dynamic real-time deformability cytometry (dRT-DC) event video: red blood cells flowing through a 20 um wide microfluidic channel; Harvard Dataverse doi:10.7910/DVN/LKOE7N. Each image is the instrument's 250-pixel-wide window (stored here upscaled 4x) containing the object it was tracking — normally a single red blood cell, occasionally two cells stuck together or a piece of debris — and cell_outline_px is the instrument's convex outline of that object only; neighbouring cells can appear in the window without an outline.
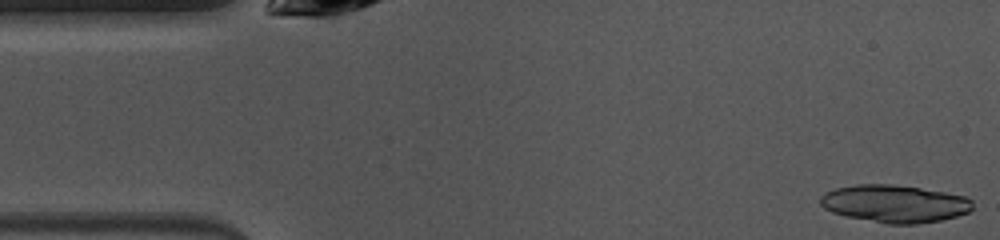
{"species": "common noctule bat (a hibernating species)", "species_latin": "Nyctalus noctula", "temperature_condition": "warm", "stored_images_in_passage": 46, "camera_frame_rate_fps": 3000, "um_per_image_px": 0.085, "animal": {"sex": "female", "body_mass_g": 10.0, "forearm_length_mm": 53.1}, "frame": {"image": 1, "passage_image": 1, "time_ms": 0.0, "image_size_px": [1000, 240], "cell_outline_px": [[972, 208], [968, 212], [956, 216], [940, 220], [916, 224], [888, 224], [848, 216], [832, 212], [824, 208], [820, 204], [820, 196], [836, 188], [856, 184], [892, 184], [920, 188], [944, 192], [964, 196], [972, 200]], "centroid_in_image_um": [76.04, 17.31], "position_along_channel_um": 9.0, "area_um2": 33.06}}
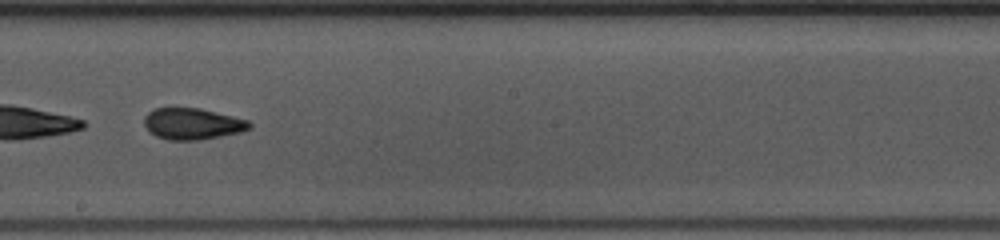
{"frame": {"image": 2, "passage_image": 25, "time_ms": 8.0, "image_size_px": [1000, 240], "cell_outline_px": [[252, 128], [240, 132], [200, 140], [168, 140], [156, 136], [148, 132], [144, 124], [144, 116], [152, 108], [200, 108], [248, 120], [252, 124]], "centroid_in_image_um": [16.33, 10.52], "position_along_channel_um": 231.9, "area_um2": 19.36}}
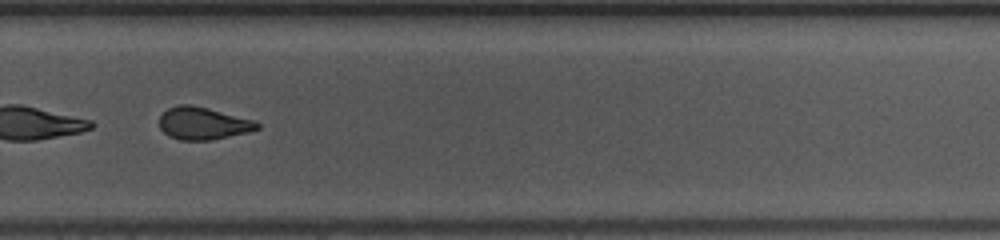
{"frame": {"image": 3, "passage_image": 31, "time_ms": 10.0, "image_size_px": [1000, 240], "cell_outline_px": [[260, 128], [248, 132], [212, 140], [180, 140], [168, 136], [160, 128], [160, 116], [168, 108], [180, 104], [188, 104], [208, 108], [256, 120], [260, 124]], "centroid_in_image_um": [17.28, 10.49], "position_along_channel_um": 312.5, "area_um2": 18.55}, "authors_computed_cell_mechanics": {"area_um2": 19.8832, "velocity_mm_per_s": 4.0615, "shape_relaxation_time_tau1_ms": null, "shape_relaxation_time_tau2_ms": 1.4287, "deformation_change_tau1": null, "deformation_change_tau2": 0.0846}}